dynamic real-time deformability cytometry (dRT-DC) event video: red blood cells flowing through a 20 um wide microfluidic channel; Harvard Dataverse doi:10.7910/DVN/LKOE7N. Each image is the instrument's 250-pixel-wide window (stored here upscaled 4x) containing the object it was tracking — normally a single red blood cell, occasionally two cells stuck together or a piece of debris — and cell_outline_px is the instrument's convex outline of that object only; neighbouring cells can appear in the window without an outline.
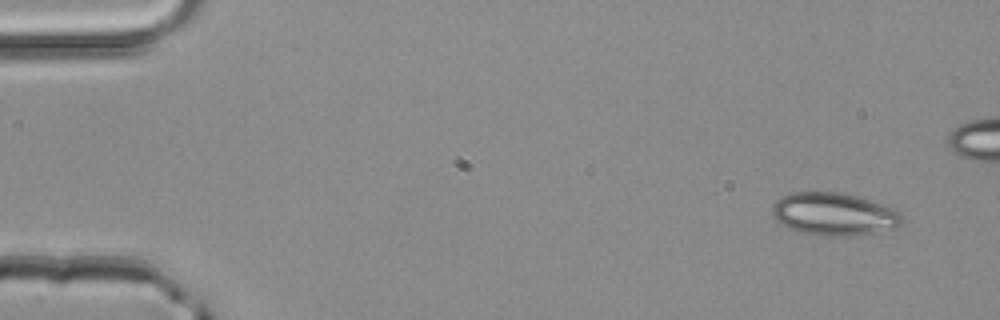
{"species": "common noctule bat (a hibernating species)", "species_latin": "Nyctalus noctula", "temperature_condition": "room temperature", "stored_images_in_passage": 4, "camera_frame_rate_fps": 3000, "um_per_image_px": 0.085, "animal": {"sex": "male", "body_mass_g": 20.4}, "frame": {"image": 1, "passage_image": 1, "time_ms": 0.0, "image_size_px": [1000, 320], "cell_outline_px": [[904, 220], [896, 228], [876, 232], [852, 236], [824, 236], [800, 232], [780, 224], [772, 216], [772, 204], [776, 200], [792, 192], [840, 192], [856, 196], [884, 204], [896, 208], [904, 216]], "centroid_in_image_um": [70.92, 18.2], "position_along_channel_um": 14.1, "area_um2": 32.66}}